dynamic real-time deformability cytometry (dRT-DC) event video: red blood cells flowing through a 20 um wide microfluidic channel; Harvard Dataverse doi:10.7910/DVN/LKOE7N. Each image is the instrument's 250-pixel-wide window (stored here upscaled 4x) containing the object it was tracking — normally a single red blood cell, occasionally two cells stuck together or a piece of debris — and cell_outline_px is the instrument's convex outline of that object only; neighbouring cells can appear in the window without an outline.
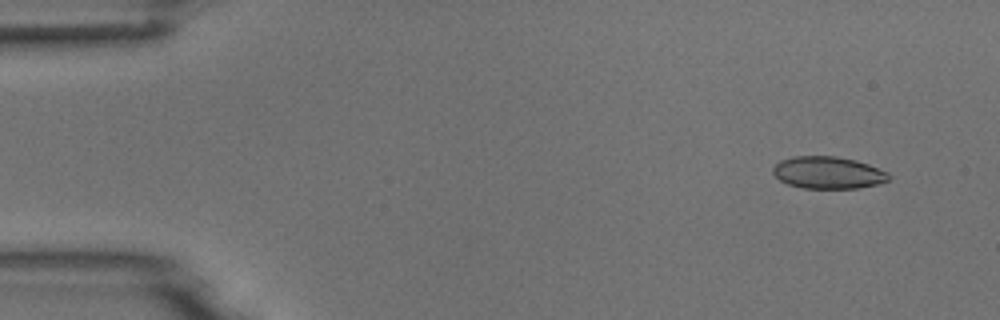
{"species": "common noctule bat (a hibernating species)", "species_latin": "Nyctalus noctula", "temperature_condition": "room temperature", "stored_images_in_passage": 5, "camera_frame_rate_fps": 3000, "um_per_image_px": 0.085, "animal": {"sex": "male", "body_mass_g": 18.8}, "frame": {"image": 1, "passage_image": 1, "time_ms": 0.0, "image_size_px": [1000, 320], "cell_outline_px": [[892, 176], [888, 180], [876, 184], [860, 188], [804, 188], [788, 184], [780, 180], [772, 172], [772, 168], [780, 160], [792, 156], [836, 156], [856, 160], [868, 164], [888, 172]], "centroid_in_image_um": [70.39, 14.67], "position_along_channel_um": 14.6, "area_um2": 21.73}}
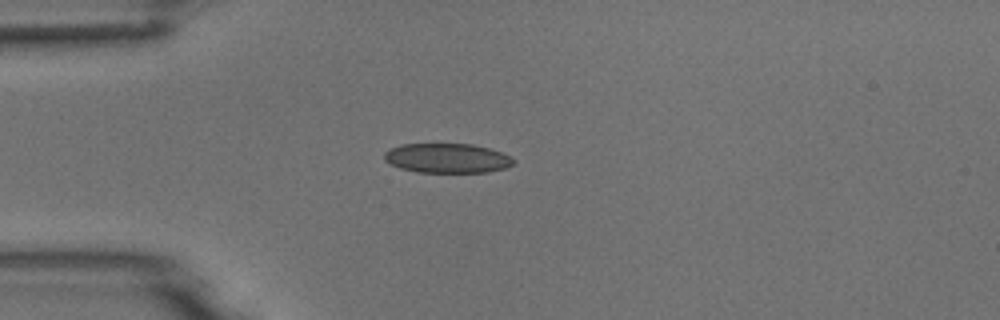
{"frame": {"image": 2, "passage_image": 4, "time_ms": 3.333, "image_size_px": [1000, 320], "cell_outline_px": [[516, 160], [512, 164], [504, 168], [488, 172], [416, 172], [400, 168], [384, 160], [384, 152], [388, 148], [400, 144], [472, 144], [488, 148], [500, 152]], "centroid_in_image_um": [37.96, 13.44], "position_along_channel_um": 47.0, "area_um2": 22.2}}